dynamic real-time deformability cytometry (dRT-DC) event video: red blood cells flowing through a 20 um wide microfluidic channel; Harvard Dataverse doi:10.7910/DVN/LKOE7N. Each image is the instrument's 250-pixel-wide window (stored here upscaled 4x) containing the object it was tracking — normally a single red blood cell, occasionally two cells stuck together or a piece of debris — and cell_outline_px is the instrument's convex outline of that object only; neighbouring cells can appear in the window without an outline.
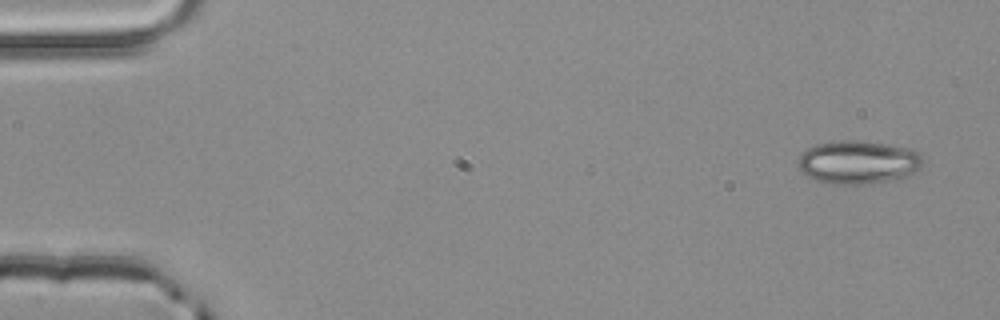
{"species": "common noctule bat (a hibernating species)", "species_latin": "Nyctalus noctula", "temperature_condition": "room temperature", "stored_images_in_passage": 4, "camera_frame_rate_fps": 3000, "um_per_image_px": 0.085, "animal": {"sex": "male", "body_mass_g": 20.4}, "frame": {"image": 1, "passage_image": 1, "time_ms": 0.0, "image_size_px": [1000, 320], "cell_outline_px": [[924, 164], [920, 168], [904, 180], [860, 184], [832, 184], [816, 180], [808, 176], [800, 168], [800, 156], [808, 148], [816, 144], [840, 140], [856, 140], [916, 148], [920, 152], [924, 160]], "centroid_in_image_um": [73.08, 13.79], "position_along_channel_um": 11.9, "area_um2": 31.96}}